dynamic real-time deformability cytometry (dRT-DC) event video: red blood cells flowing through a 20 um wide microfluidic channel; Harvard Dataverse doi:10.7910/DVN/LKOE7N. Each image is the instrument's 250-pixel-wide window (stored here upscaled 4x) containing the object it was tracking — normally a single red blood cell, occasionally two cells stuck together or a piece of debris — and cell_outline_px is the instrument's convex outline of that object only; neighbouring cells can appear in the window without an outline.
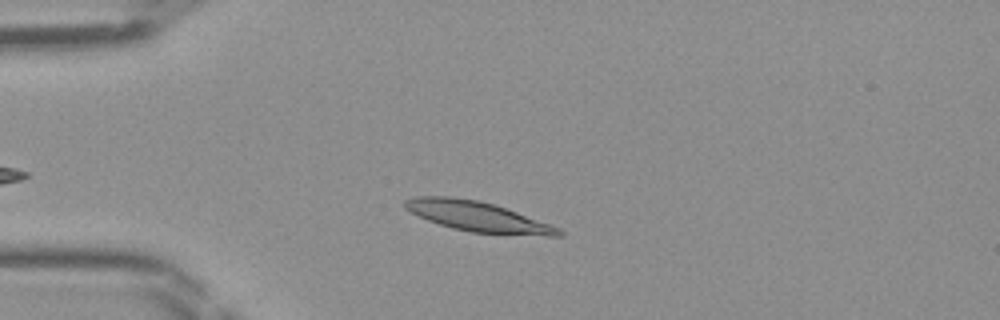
{"species": "Egyptian fruit bat (a non-hibernating species)", "species_latin": "Rousettus aegyptiacus", "temperature_condition": "room temperature", "stored_images_in_passage": 35, "camera_frame_rate_fps": 3000, "um_per_image_px": 0.085, "frame": {"image": 1, "passage_image": 8, "time_ms": 2.333, "image_size_px": [1000, 320], "cell_outline_px": [[564, 236], [548, 236], [472, 232], [452, 228], [428, 220], [404, 208], [404, 200], [416, 196], [448, 196], [480, 200], [516, 212], [560, 228], [564, 232]], "centroid_in_image_um": [40.6, 18.4], "position_along_channel_um": 44.4, "area_um2": 26.53}}
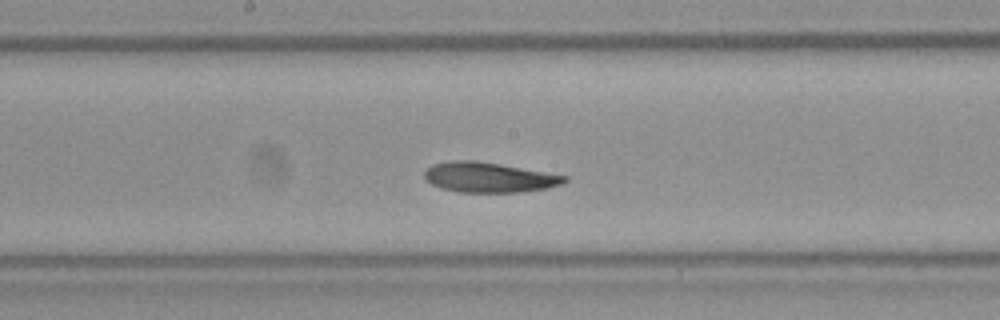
{"frame": {"image": 2, "passage_image": 21, "time_ms": 6.667, "image_size_px": [1000, 320], "cell_outline_px": [[568, 180], [560, 184], [548, 188], [516, 192], [460, 192], [440, 188], [432, 184], [424, 176], [424, 172], [432, 164], [448, 160], [476, 160], [500, 164], [568, 176]], "centroid_in_image_um": [41.53, 15.06], "position_along_channel_um": 206.7, "area_um2": 24.45}}
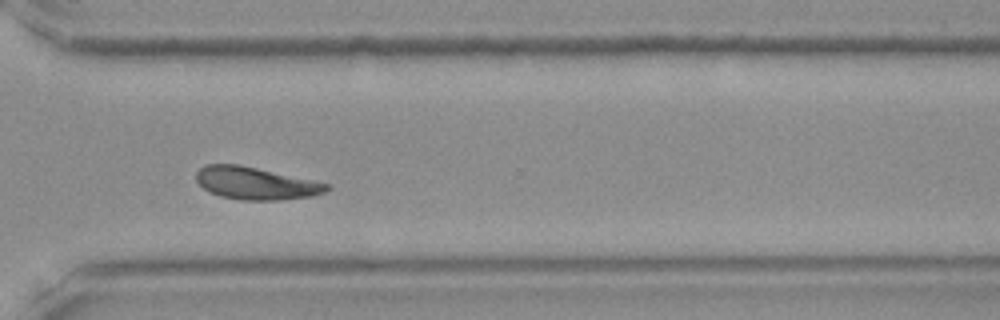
{"frame": {"image": 3, "passage_image": 31, "time_ms": 10.0, "image_size_px": [1000, 320], "cell_outline_px": [[332, 188], [324, 192], [312, 196], [280, 200], [240, 200], [220, 196], [208, 192], [196, 180], [196, 172], [204, 164], [236, 164], [256, 168], [332, 184]], "centroid_in_image_um": [21.74, 15.58], "position_along_channel_um": 348.9, "area_um2": 24.68}}